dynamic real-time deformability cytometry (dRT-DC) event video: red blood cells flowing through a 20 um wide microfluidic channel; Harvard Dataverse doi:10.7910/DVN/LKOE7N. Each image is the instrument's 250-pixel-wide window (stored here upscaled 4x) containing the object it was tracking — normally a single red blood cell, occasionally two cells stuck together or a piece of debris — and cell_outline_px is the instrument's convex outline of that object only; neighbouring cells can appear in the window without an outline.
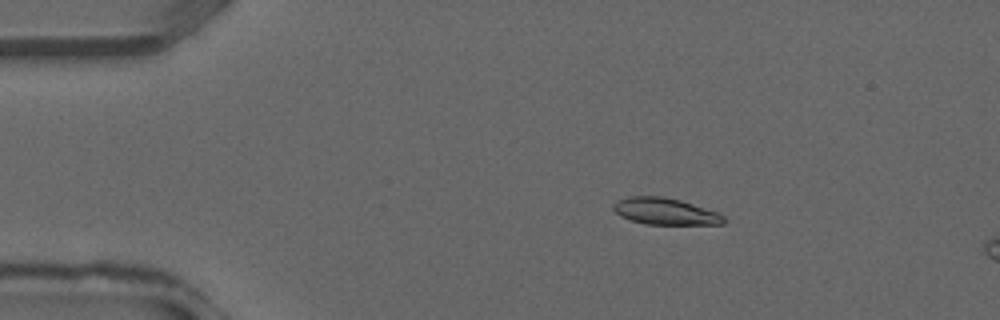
{"species": "common noctule bat (a hibernating species)", "species_latin": "Nyctalus noctula", "temperature_condition": "warm", "stored_images_in_passage": 6, "camera_frame_rate_fps": 3000, "um_per_image_px": 0.085, "animal": {"sex": "male", "forearm_length_mm": 52.5}, "frame": {"image": 1, "passage_image": 2, "time_ms": 0.333, "image_size_px": [1000, 320], "cell_outline_px": [[728, 220], [724, 224], [644, 224], [620, 216], [612, 208], [612, 204], [628, 196], [664, 196], [680, 200], [716, 212], [724, 216]], "centroid_in_image_um": [56.54, 17.97], "position_along_channel_um": 28.5, "area_um2": 17.05}}